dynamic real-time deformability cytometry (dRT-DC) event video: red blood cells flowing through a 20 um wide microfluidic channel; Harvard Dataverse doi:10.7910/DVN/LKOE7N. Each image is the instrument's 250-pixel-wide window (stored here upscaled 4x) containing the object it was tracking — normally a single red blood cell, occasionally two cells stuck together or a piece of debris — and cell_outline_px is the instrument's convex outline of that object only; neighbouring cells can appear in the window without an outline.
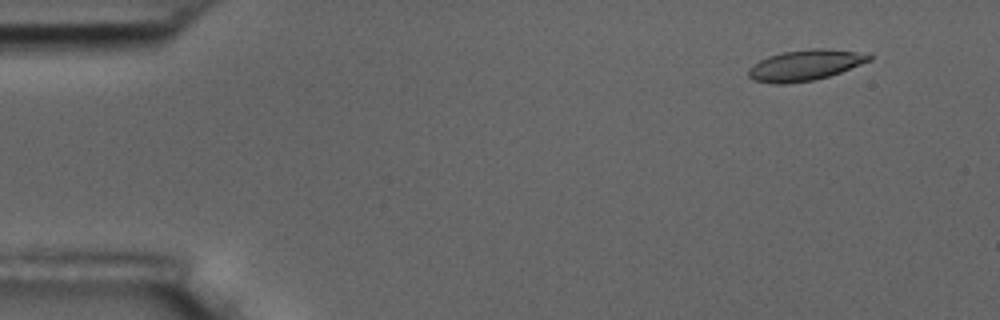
{"species": "common noctule bat (a hibernating species)", "species_latin": "Nyctalus noctula", "temperature_condition": "room temperature", "stored_images_in_passage": 4, "camera_frame_rate_fps": 3000, "um_per_image_px": 0.085, "animal": {"sex": "male", "body_mass_g": 17.5, "forearm_length_mm": 52.3}, "frame": {"image": 1, "passage_image": 1, "time_ms": 0.0, "image_size_px": [1000, 320], "cell_outline_px": [[872, 60], [840, 72], [828, 76], [812, 80], [784, 84], [772, 84], [752, 80], [748, 76], [748, 68], [752, 64], [768, 56], [784, 52], [812, 48], [824, 48], [872, 52]], "centroid_in_image_um": [68.47, 5.52], "position_along_channel_um": 16.5, "area_um2": 21.96}}
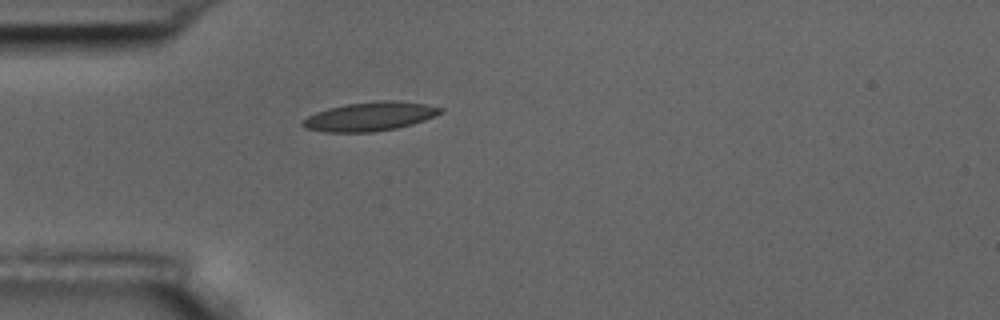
{"frame": {"image": 2, "passage_image": 4, "time_ms": 3.667, "image_size_px": [1000, 320], "cell_outline_px": [[444, 112], [436, 116], [412, 124], [396, 128], [372, 132], [324, 132], [304, 128], [300, 124], [308, 116], [316, 112], [328, 108], [348, 104], [380, 100], [396, 100], [428, 104], [444, 108]], "centroid_in_image_um": [31.48, 9.89], "position_along_channel_um": 53.5, "area_um2": 23.35}}